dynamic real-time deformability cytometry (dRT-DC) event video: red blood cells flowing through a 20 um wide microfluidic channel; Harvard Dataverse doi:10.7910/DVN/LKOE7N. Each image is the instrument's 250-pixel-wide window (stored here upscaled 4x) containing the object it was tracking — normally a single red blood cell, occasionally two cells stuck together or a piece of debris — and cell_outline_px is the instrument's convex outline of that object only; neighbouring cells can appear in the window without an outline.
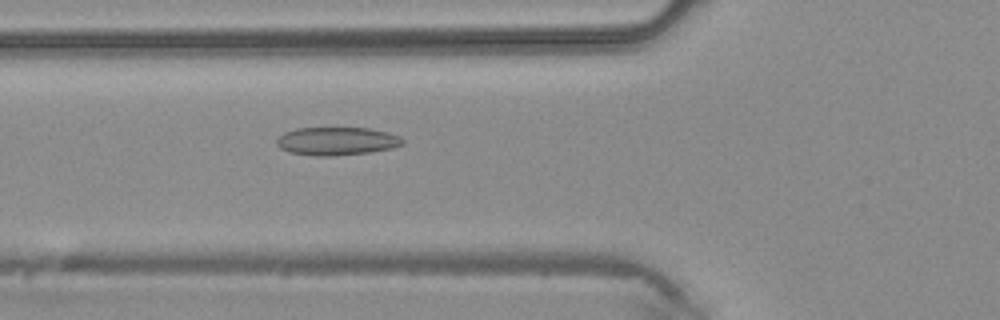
{"species": "common noctule bat (a hibernating species)", "species_latin": "Nyctalus noctula", "temperature_condition": "warm", "stored_images_in_passage": 32, "camera_frame_rate_fps": 3000, "um_per_image_px": 0.085, "animal": {"sex": "male", "body_mass_g": 20.4}, "frame": {"image": 1, "passage_image": 5, "time_ms": 1.333, "image_size_px": [1000, 320], "cell_outline_px": [[404, 144], [392, 148], [368, 152], [332, 156], [316, 156], [288, 152], [280, 148], [276, 144], [276, 140], [284, 132], [296, 128], [368, 128], [388, 132], [400, 136], [404, 140]], "centroid_in_image_um": [28.62, 11.99], "position_along_channel_um": 97.2, "area_um2": 20.69}}
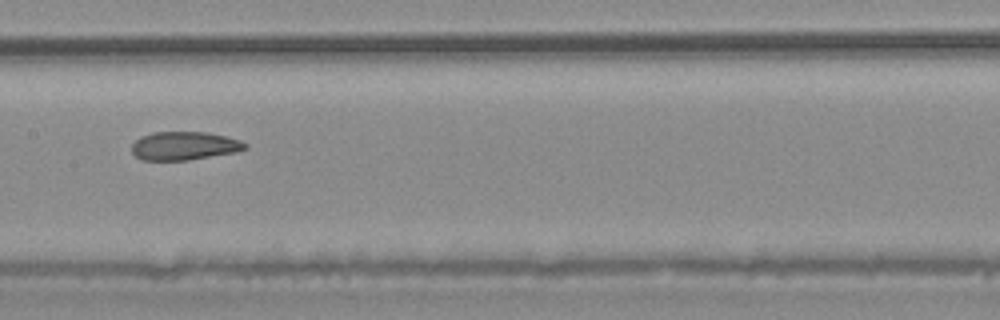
{"frame": {"image": 2, "passage_image": 11, "time_ms": 3.333, "image_size_px": [1000, 320], "cell_outline_px": [[248, 148], [236, 152], [188, 160], [140, 160], [132, 152], [132, 144], [140, 136], [152, 132], [208, 132], [240, 140], [248, 144]], "centroid_in_image_um": [15.66, 12.39], "position_along_channel_um": 191.7, "area_um2": 18.84}}
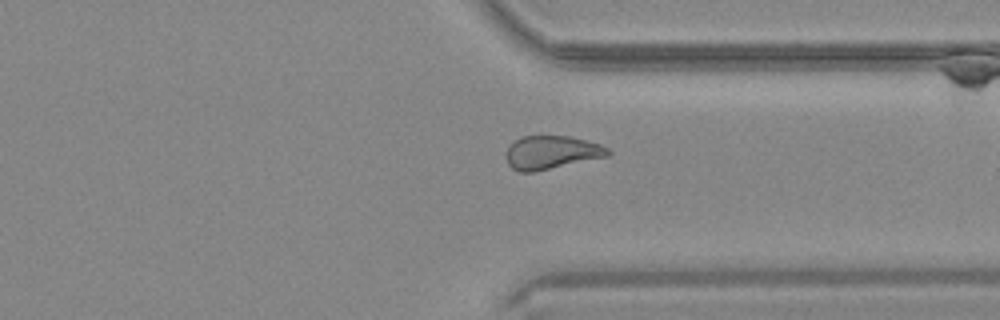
{"frame": {"image": 3, "passage_image": 22, "time_ms": 7.0, "image_size_px": [1000, 320], "cell_outline_px": [[612, 152], [608, 156], [536, 172], [520, 172], [512, 168], [508, 164], [504, 156], [508, 148], [516, 140], [524, 136], [572, 136], [600, 144], [608, 148]], "centroid_in_image_um": [46.89, 12.97], "position_along_channel_um": 364.5, "area_um2": 19.94}}